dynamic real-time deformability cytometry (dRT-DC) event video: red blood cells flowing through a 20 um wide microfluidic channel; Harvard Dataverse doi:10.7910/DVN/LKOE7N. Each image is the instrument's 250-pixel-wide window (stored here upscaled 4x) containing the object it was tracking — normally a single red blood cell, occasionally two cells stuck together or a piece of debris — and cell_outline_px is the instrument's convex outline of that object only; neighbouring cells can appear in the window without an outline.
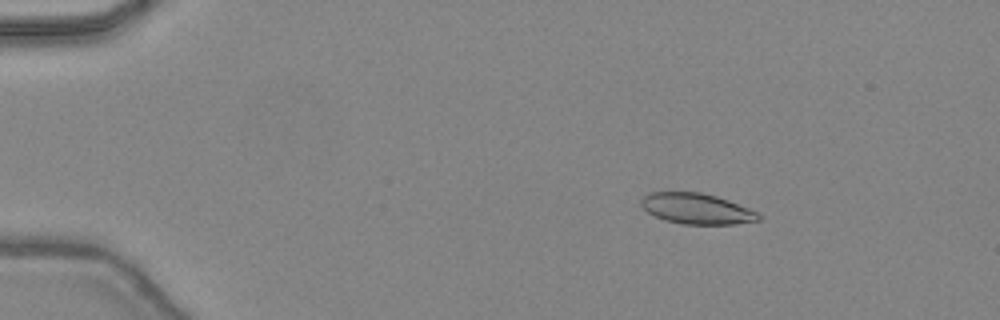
{"species": "common noctule bat (a hibernating species)", "species_latin": "Nyctalus noctula", "temperature_condition": "warm", "stored_images_in_passage": 42, "camera_frame_rate_fps": 3000, "um_per_image_px": 0.085, "animal": {"sex": "female", "body_mass_g": 24.6, "forearm_length_mm": 56.2}, "frame": {"image": 1, "passage_image": 3, "time_ms": 0.667, "image_size_px": [1000, 320], "cell_outline_px": [[760, 220], [736, 224], [684, 224], [664, 220], [648, 212], [640, 204], [640, 200], [648, 192], [700, 192], [716, 196], [728, 200], [748, 208], [756, 212], [760, 216]], "centroid_in_image_um": [59.19, 17.73], "position_along_channel_um": 25.8, "area_um2": 20.87}}
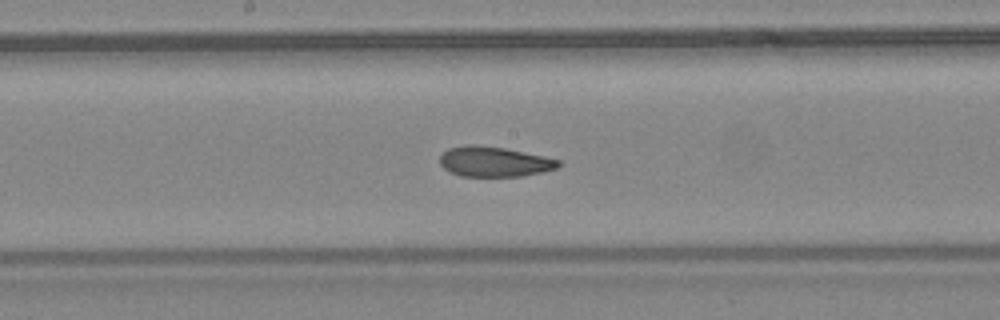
{"frame": {"image": 2, "passage_image": 21, "time_ms": 6.667, "image_size_px": [1000, 320], "cell_outline_px": [[560, 168], [524, 176], [460, 176], [444, 168], [440, 164], [440, 156], [448, 148], [464, 144], [476, 144], [504, 148], [544, 156], [560, 160]], "centroid_in_image_um": [42.02, 13.73], "position_along_channel_um": 206.2, "area_um2": 20.92}}
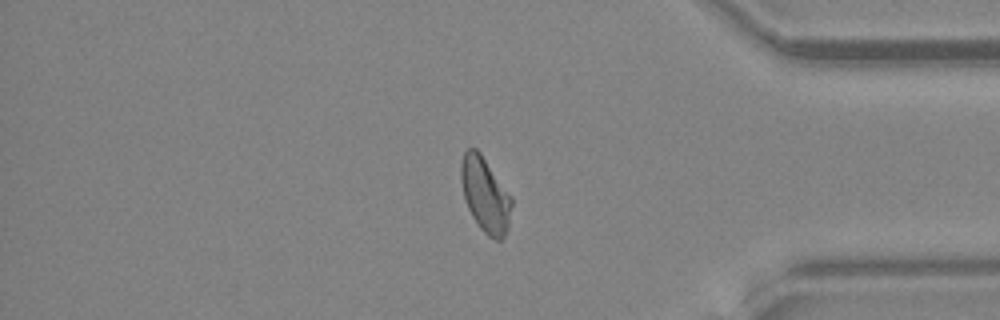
{"frame": {"image": 3, "passage_image": 35, "time_ms": 11.333, "image_size_px": [1000, 320], "cell_outline_px": [[512, 204], [508, 228], [504, 236], [500, 240], [496, 240], [488, 236], [480, 228], [472, 216], [468, 208], [464, 196], [460, 180], [460, 164], [464, 152], [468, 148], [476, 148], [480, 152], [512, 196]], "centroid_in_image_um": [41.24, 16.54], "position_along_channel_um": 394.0, "area_um2": 22.14}, "authors_computed_cell_mechanics": {"area_um2": 21.675, "velocity_mm_per_s": 4.4755, "shape_relaxation_time_tau1_ms": 9.3481, "shape_relaxation_time_tau2_ms": 1.7708, "deformation_change_tau1": 0.2282, "deformation_change_tau2": 0.0689}}